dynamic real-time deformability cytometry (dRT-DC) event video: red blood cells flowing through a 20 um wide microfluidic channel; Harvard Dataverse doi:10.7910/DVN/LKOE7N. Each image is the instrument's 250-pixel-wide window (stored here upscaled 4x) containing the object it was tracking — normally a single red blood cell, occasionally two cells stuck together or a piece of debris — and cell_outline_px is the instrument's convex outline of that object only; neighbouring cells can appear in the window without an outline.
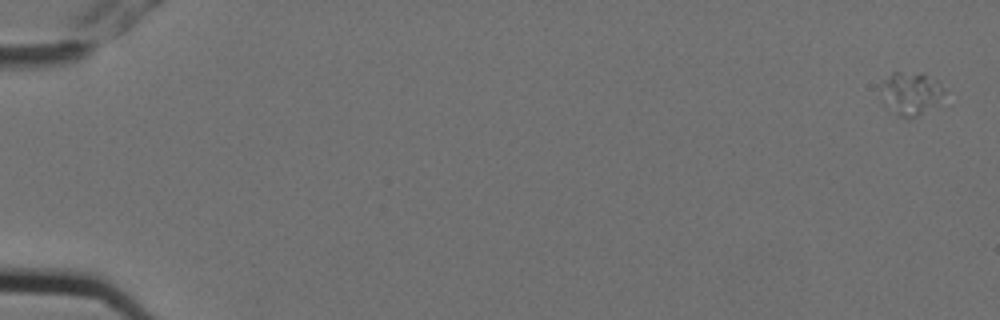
{"species": "Egyptian fruit bat (a non-hibernating species)", "species_latin": "Rousettus aegyptiacus", "temperature_condition": "cold", "stored_images_in_passage": 11, "camera_frame_rate_fps": 3000, "um_per_image_px": 0.085, "animal": {"sex": "female"}, "frame": {"image": 1, "passage_image": 1, "time_ms": 0.0, "image_size_px": [1000, 320], "cell_outline_px": [[944, 92], [916, 116], [900, 116], [884, 104], [884, 80], [892, 72], [900, 72], [928, 76], [936, 80], [944, 88]], "centroid_in_image_um": [77.37, 7.89], "position_along_channel_um": 7.6, "area_um2": 14.28}}
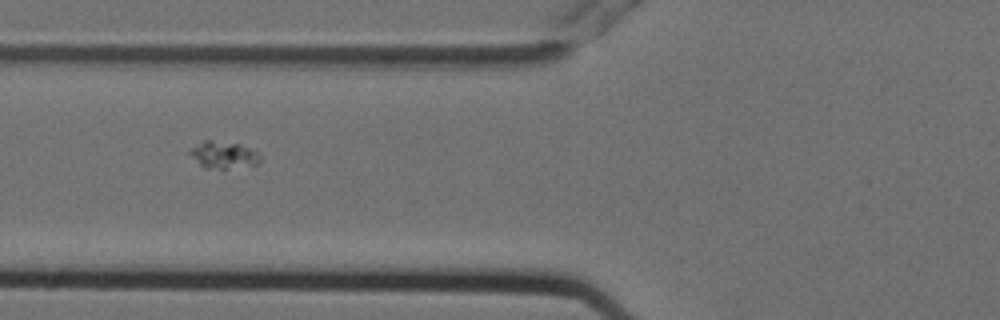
{"frame": {"image": 2, "passage_image": 7, "time_ms": 2.0, "image_size_px": [1000, 320], "cell_outline_px": [[264, 156], [256, 164], [224, 168], [204, 168], [188, 152], [188, 148], [204, 140], [212, 140], [240, 144]], "centroid_in_image_um": [18.97, 13.14], "position_along_channel_um": 106.8, "area_um2": 10.92}}
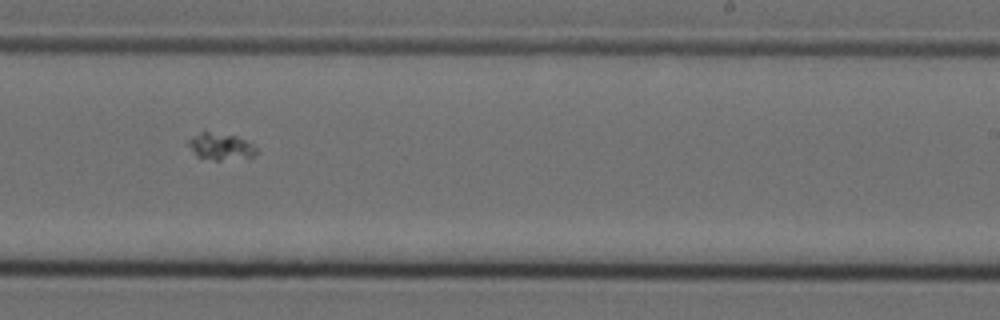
{"frame": {"image": 3, "passage_image": 11, "time_ms": 3.333, "image_size_px": [1000, 320], "cell_outline_px": [[260, 152], [248, 160], [216, 160], [196, 156], [188, 144], [188, 140], [200, 132], [208, 132], [236, 136], [252, 144]], "centroid_in_image_um": [18.84, 12.5], "position_along_channel_um": 270.2, "area_um2": 10.75}}